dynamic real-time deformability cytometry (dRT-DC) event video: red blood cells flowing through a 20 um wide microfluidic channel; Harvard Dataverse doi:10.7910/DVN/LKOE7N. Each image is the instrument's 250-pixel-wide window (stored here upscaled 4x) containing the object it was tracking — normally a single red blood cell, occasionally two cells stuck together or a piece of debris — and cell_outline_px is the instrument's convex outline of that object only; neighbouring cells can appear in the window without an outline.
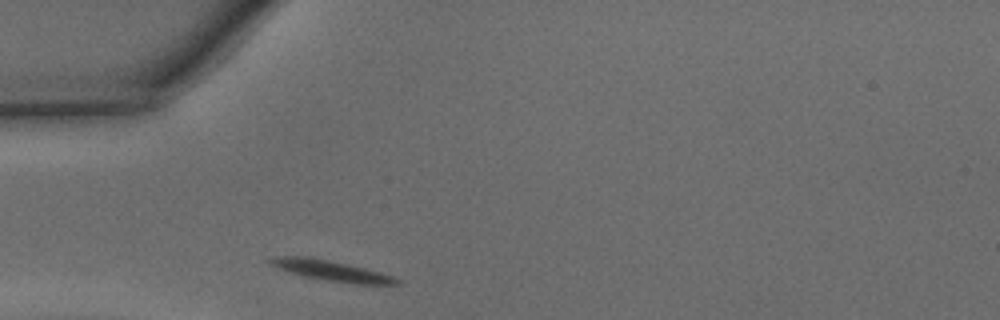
{"species": "common noctule bat (a hibernating species)", "species_latin": "Nyctalus noctula", "temperature_condition": "warm", "stored_images_in_passage": 23, "camera_frame_rate_fps": 3000, "um_per_image_px": 0.085, "animal": {"sex": "male", "body_mass_g": 15.6}, "frame": {"image": 1, "passage_image": 1, "time_ms": 0.0, "image_size_px": [1000, 320], "cell_outline_px": [[400, 284], [352, 284], [304, 276], [288, 272], [276, 268], [268, 264], [264, 260], [268, 256], [308, 256], [328, 260], [364, 268], [380, 272], [392, 276], [400, 280]], "centroid_in_image_um": [28.02, 22.98], "position_along_channel_um": 57.0, "area_um2": 15.2}}
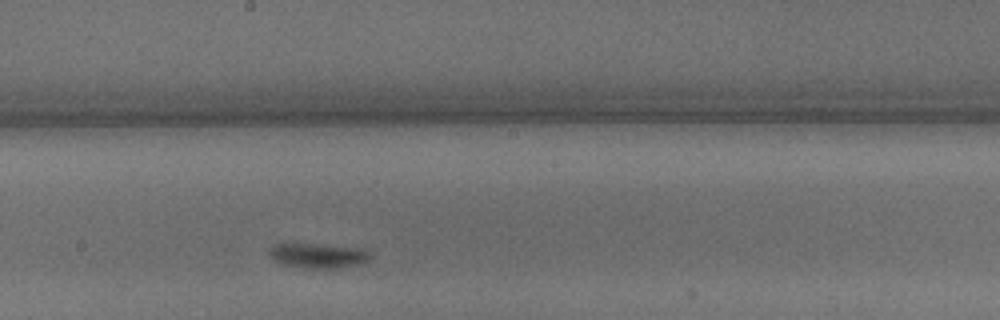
{"frame": {"image": 2, "passage_image": 13, "time_ms": 4.0, "image_size_px": [1000, 320], "cell_outline_px": [[372, 256], [368, 260], [360, 264], [332, 268], [304, 268], [284, 264], [276, 260], [268, 252], [276, 244], [324, 244], [364, 248], [372, 252]], "centroid_in_image_um": [27.15, 21.71], "position_along_channel_um": 221.1, "area_um2": 14.51}}
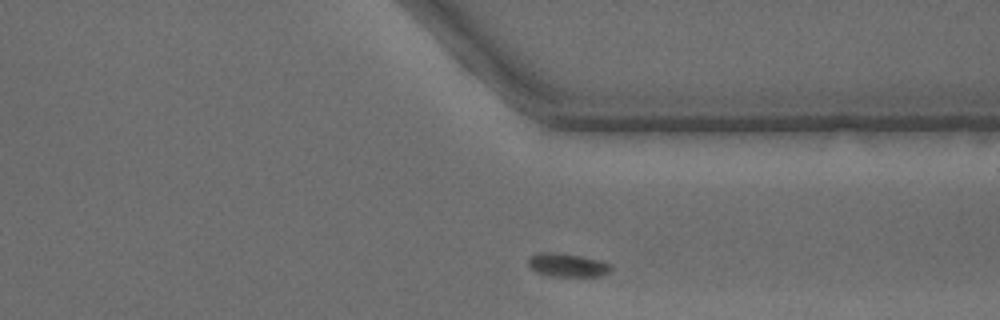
{"frame": {"image": 3, "passage_image": 23, "time_ms": 7.333, "image_size_px": [1000, 320], "cell_outline_px": [[612, 268], [608, 272], [600, 276], [544, 276], [536, 272], [528, 264], [528, 256], [536, 252], [556, 252], [580, 256], [600, 260], [612, 264]], "centroid_in_image_um": [48.19, 22.52], "position_along_channel_um": 363.2, "area_um2": 11.5}}